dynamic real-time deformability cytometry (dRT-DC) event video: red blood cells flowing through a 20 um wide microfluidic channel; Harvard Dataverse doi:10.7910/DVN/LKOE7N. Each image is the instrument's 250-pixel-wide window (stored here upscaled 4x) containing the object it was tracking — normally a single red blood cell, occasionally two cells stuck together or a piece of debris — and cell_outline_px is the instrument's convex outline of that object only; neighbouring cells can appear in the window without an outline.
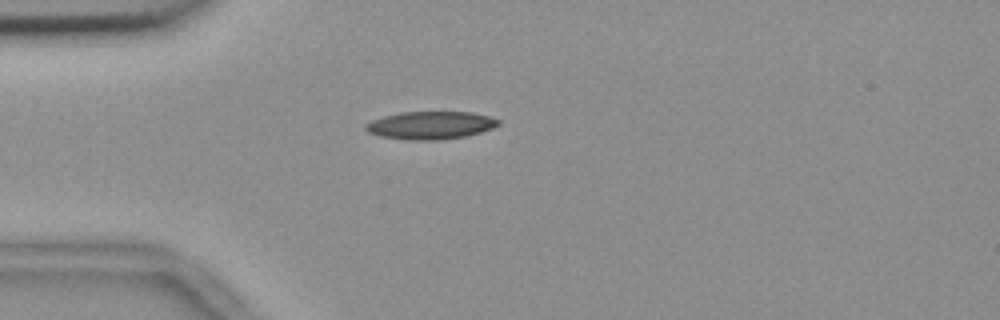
{"species": "common noctule bat (a hibernating species)", "species_latin": "Nyctalus noctula", "temperature_condition": "room temperature", "stored_images_in_passage": 43, "camera_frame_rate_fps": 3000, "um_per_image_px": 0.085, "animal": {"sex": "female", "body_mass_g": 18.4}, "frame": {"image": 1, "passage_image": 3, "time_ms": 0.667, "image_size_px": [1000, 320], "cell_outline_px": [[500, 124], [492, 128], [480, 132], [464, 136], [444, 140], [408, 140], [380, 136], [368, 132], [364, 128], [364, 124], [372, 120], [384, 116], [400, 112], [472, 112], [488, 116], [500, 120]], "centroid_in_image_um": [36.58, 10.65], "position_along_channel_um": 48.4, "area_um2": 21.56}}
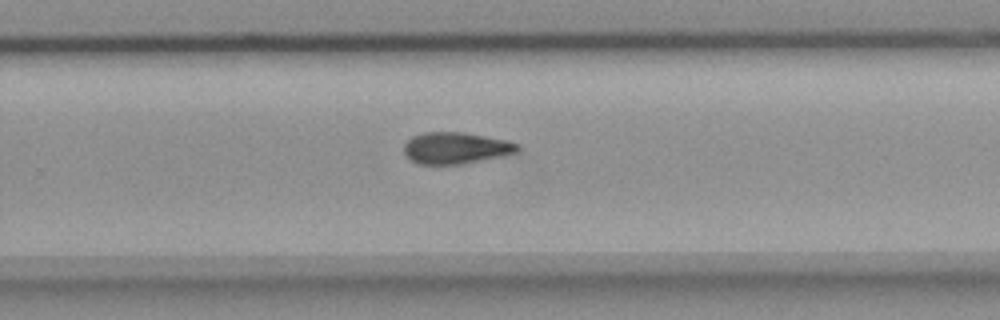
{"frame": {"image": 2, "passage_image": 24, "time_ms": 7.667, "image_size_px": [1000, 320], "cell_outline_px": [[520, 152], [464, 164], [420, 164], [412, 160], [404, 152], [404, 144], [412, 136], [420, 132], [464, 132], [508, 140], [520, 144]], "centroid_in_image_um": [38.79, 12.57], "position_along_channel_um": 291.0, "area_um2": 21.1}}
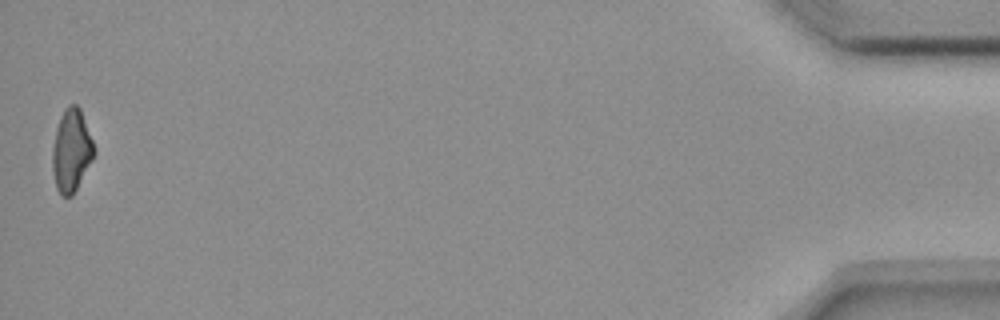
{"frame": {"image": 3, "passage_image": 43, "time_ms": 14.0, "image_size_px": [1000, 320], "cell_outline_px": [[96, 152], [92, 160], [72, 196], [60, 196], [56, 188], [52, 168], [52, 148], [56, 128], [60, 116], [64, 108], [68, 104], [76, 104], [80, 108], [96, 148]], "centroid_in_image_um": [6.06, 12.78], "position_along_channel_um": 429.1, "area_um2": 20.23}, "authors_computed_cell_mechanics": {"area_um2": 21.097, "velocity_mm_per_s": 3.6602, "shape_relaxation_time_tau1_ms": 7.4773, "shape_relaxation_time_tau2_ms": null, "deformation_change_tau1": 0.1922, "deformation_change_tau2": null}}